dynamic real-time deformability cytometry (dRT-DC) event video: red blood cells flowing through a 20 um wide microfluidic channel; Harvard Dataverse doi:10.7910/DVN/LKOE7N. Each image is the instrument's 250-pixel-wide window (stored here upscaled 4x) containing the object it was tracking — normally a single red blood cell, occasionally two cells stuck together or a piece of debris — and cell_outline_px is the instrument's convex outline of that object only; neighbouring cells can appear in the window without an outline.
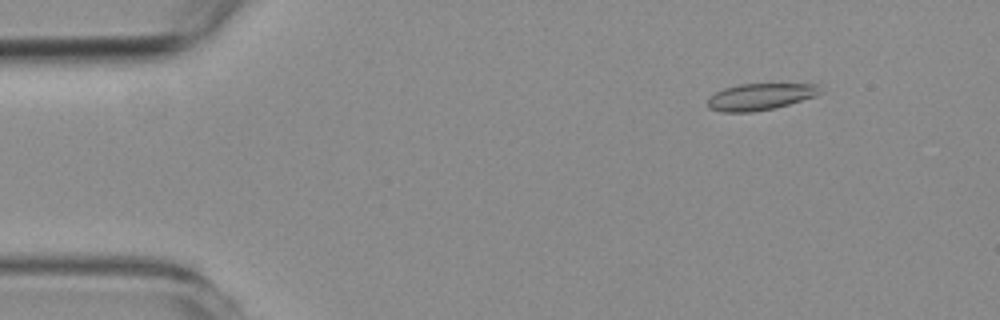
{"species": "common noctule bat (a hibernating species)", "species_latin": "Nyctalus noctula", "temperature_condition": "room temperature", "stored_images_in_passage": 52, "camera_frame_rate_fps": 3000, "um_per_image_px": 0.085, "animal": {"sex": "female", "body_mass_g": 19.3, "forearm_length_mm": 54.1}, "frame": {"image": 1, "passage_image": 7, "time_ms": 2.0, "image_size_px": [1000, 320], "cell_outline_px": [[824, 92], [816, 96], [788, 104], [772, 108], [748, 112], [724, 112], [708, 108], [708, 96], [724, 88], [740, 84], [820, 84]], "centroid_in_image_um": [64.64, 8.2], "position_along_channel_um": 20.4, "area_um2": 17.46}}
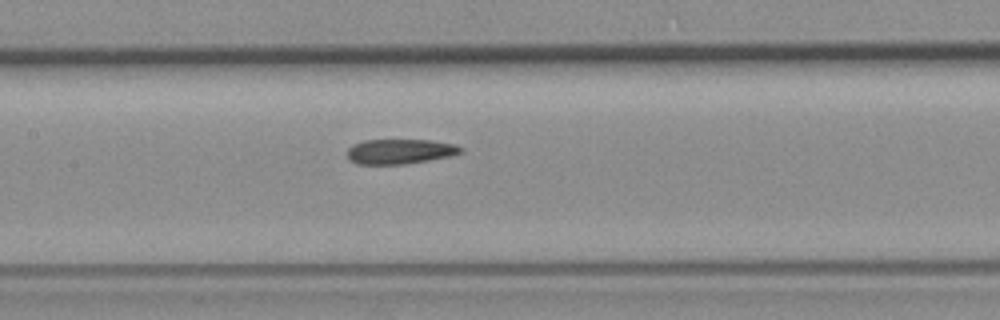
{"frame": {"image": 2, "passage_image": 27, "time_ms": 8.667, "image_size_px": [1000, 320], "cell_outline_px": [[464, 152], [448, 156], [428, 160], [404, 164], [356, 164], [348, 160], [348, 148], [352, 144], [364, 140], [428, 140], [456, 144], [464, 148]], "centroid_in_image_um": [33.98, 12.87], "position_along_channel_um": 173.4, "area_um2": 16.53}}
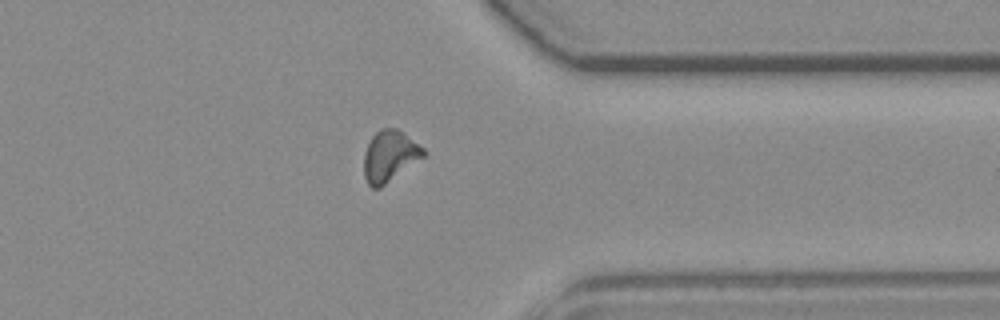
{"frame": {"image": 3, "passage_image": 45, "time_ms": 14.667, "image_size_px": [1000, 320], "cell_outline_px": [[424, 156], [380, 188], [372, 188], [368, 184], [364, 176], [364, 152], [372, 136], [380, 128], [396, 128], [424, 148]], "centroid_in_image_um": [33.09, 13.27], "position_along_channel_um": 378.3, "area_um2": 17.46}, "authors_computed_cell_mechanics": {"area_um2": 17.4556, "velocity_mm_per_s": 3.5566, "shape_relaxation_time_tau1_ms": null, "shape_relaxation_time_tau2_ms": 9.6548, "deformation_change_tau1": null, "deformation_change_tau2": 0.1679}}